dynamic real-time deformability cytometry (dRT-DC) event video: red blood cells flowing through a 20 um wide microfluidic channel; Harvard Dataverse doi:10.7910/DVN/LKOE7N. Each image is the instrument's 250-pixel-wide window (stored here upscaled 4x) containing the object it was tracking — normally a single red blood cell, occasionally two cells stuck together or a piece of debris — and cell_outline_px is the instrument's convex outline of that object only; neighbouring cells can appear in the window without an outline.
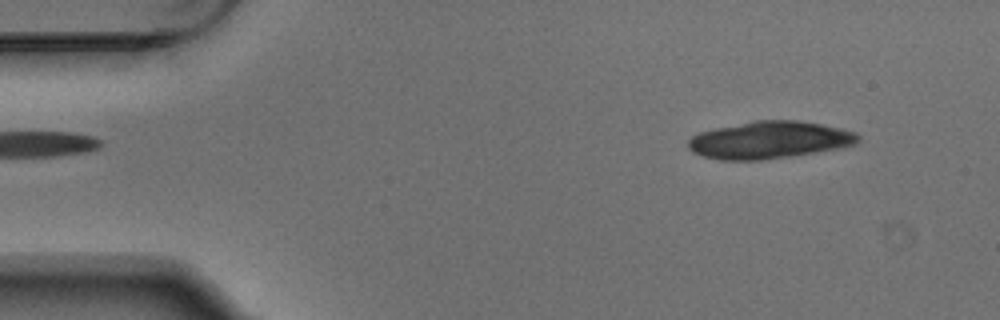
{"species": "Egyptian fruit bat (a non-hibernating species)", "species_latin": "Rousettus aegyptiacus", "temperature_condition": "warm", "stored_images_in_passage": 5, "camera_frame_rate_fps": 3000, "um_per_image_px": 0.085, "animal": {"sex": "male"}, "frame": {"image": 1, "passage_image": 1, "time_ms": 0.0, "image_size_px": [1000, 320], "cell_outline_px": [[860, 140], [852, 144], [840, 148], [788, 156], [760, 160], [720, 160], [704, 156], [692, 152], [688, 148], [688, 140], [692, 136], [700, 132], [716, 128], [752, 120], [796, 120], [820, 124], [840, 128], [856, 132], [860, 136]], "centroid_in_image_um": [65.37, 11.89], "position_along_channel_um": 19.6, "area_um2": 36.7}}